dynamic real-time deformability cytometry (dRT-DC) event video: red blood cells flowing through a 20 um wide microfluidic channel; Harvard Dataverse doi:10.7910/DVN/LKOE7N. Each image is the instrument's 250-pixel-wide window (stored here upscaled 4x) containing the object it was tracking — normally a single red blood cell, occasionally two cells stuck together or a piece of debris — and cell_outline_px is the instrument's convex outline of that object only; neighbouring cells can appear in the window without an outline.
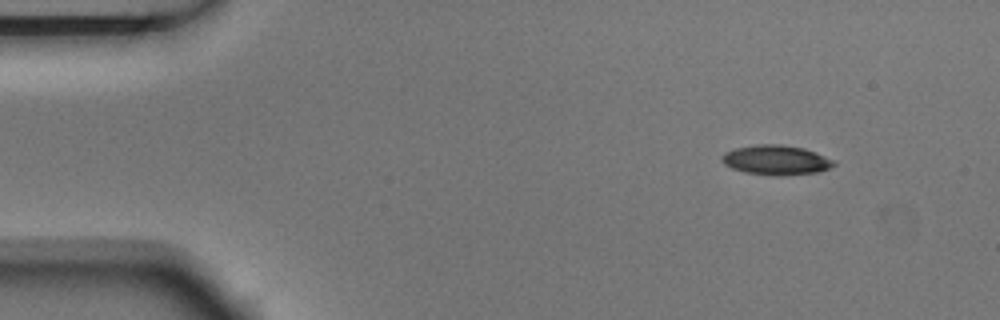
{"species": "Egyptian fruit bat (a non-hibernating species)", "species_latin": "Rousettus aegyptiacus", "temperature_condition": "room temperature", "stored_images_in_passage": 4, "camera_frame_rate_fps": 3000, "um_per_image_px": 0.085, "animal": {"sex": "male"}, "frame": {"image": 1, "passage_image": 1, "time_ms": 0.0, "image_size_px": [1000, 320], "cell_outline_px": [[836, 164], [828, 168], [816, 172], [780, 176], [776, 176], [744, 172], [732, 168], [724, 164], [720, 156], [724, 152], [736, 148], [756, 144], [780, 144], [804, 148], [836, 160]], "centroid_in_image_um": [65.95, 13.6], "position_along_channel_um": 19.0, "area_um2": 19.42}}
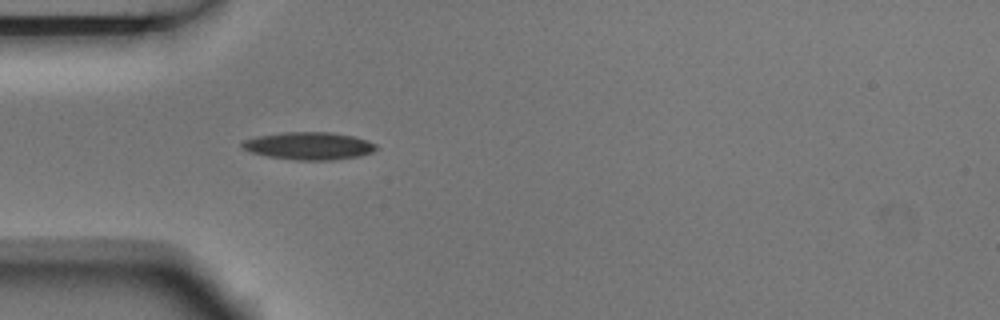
{"frame": {"image": 2, "passage_image": 4, "time_ms": 1.0, "image_size_px": [1000, 320], "cell_outline_px": [[376, 148], [372, 152], [360, 156], [332, 160], [300, 160], [268, 156], [252, 152], [240, 148], [240, 144], [244, 140], [256, 136], [280, 132], [332, 132], [352, 136], [376, 144]], "centroid_in_image_um": [26.21, 12.39], "position_along_channel_um": 58.8, "area_um2": 21.44}}